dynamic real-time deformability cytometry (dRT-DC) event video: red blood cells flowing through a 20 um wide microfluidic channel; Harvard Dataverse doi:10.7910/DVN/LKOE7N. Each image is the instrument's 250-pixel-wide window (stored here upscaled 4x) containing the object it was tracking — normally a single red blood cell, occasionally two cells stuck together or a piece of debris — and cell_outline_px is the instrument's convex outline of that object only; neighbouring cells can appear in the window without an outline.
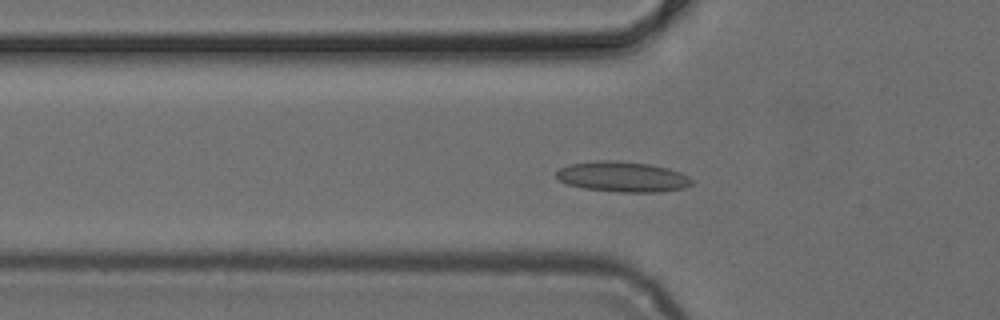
{"species": "common noctule bat (a hibernating species)", "species_latin": "Nyctalus noctula", "temperature_condition": "cold", "stored_images_in_passage": 49, "camera_frame_rate_fps": 3000, "um_per_image_px": 0.085, "animal": {"sex": "female", "body_mass_g": 24.6, "forearm_length_mm": 56.2}, "frame": {"image": 1, "passage_image": 16, "time_ms": 5.0, "image_size_px": [1000, 320], "cell_outline_px": [[692, 184], [684, 188], [660, 192], [620, 192], [584, 188], [568, 184], [560, 180], [556, 176], [556, 172], [560, 168], [568, 164], [596, 160], [612, 160], [648, 164], [668, 168], [680, 172], [688, 176], [692, 180]], "centroid_in_image_um": [52.92, 15.02], "position_along_channel_um": 72.9, "area_um2": 23.93}}
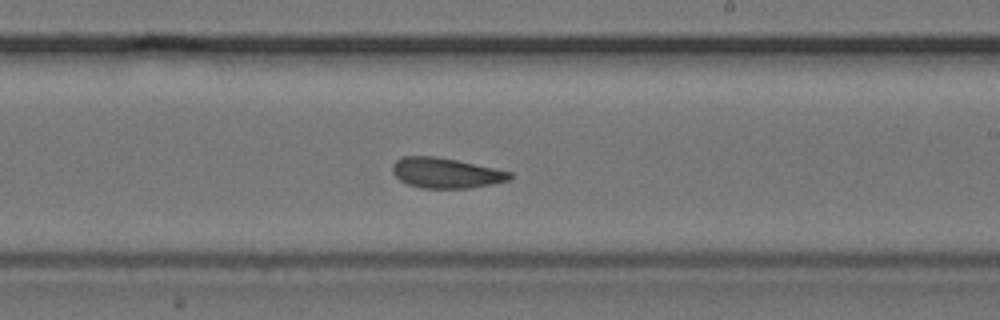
{"frame": {"image": 2, "passage_image": 29, "time_ms": 9.333, "image_size_px": [1000, 320], "cell_outline_px": [[512, 176], [508, 180], [492, 184], [472, 188], [420, 188], [408, 184], [400, 180], [392, 172], [392, 164], [396, 160], [404, 156], [436, 156], [456, 160], [512, 172]], "centroid_in_image_um": [37.87, 14.7], "position_along_channel_um": 251.1, "area_um2": 20.63}}
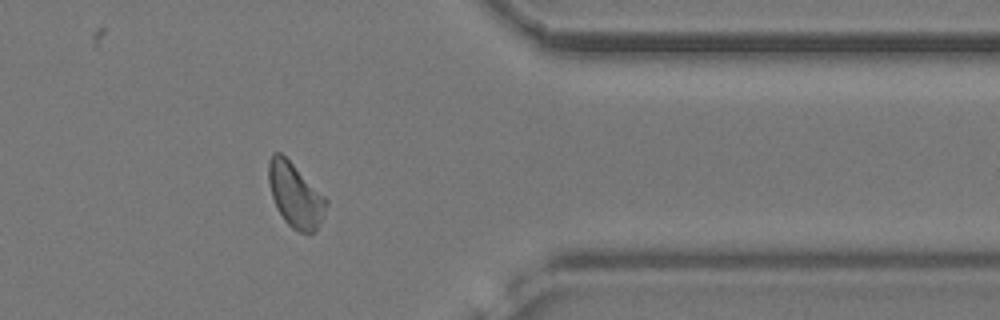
{"frame": {"image": 3, "passage_image": 40, "time_ms": 13.0, "image_size_px": [1000, 320], "cell_outline_px": [[328, 204], [320, 224], [316, 232], [308, 236], [292, 228], [284, 220], [276, 208], [272, 196], [268, 180], [268, 164], [272, 152], [280, 152], [328, 200]], "centroid_in_image_um": [25.1, 16.65], "position_along_channel_um": 386.3, "area_um2": 21.5}}